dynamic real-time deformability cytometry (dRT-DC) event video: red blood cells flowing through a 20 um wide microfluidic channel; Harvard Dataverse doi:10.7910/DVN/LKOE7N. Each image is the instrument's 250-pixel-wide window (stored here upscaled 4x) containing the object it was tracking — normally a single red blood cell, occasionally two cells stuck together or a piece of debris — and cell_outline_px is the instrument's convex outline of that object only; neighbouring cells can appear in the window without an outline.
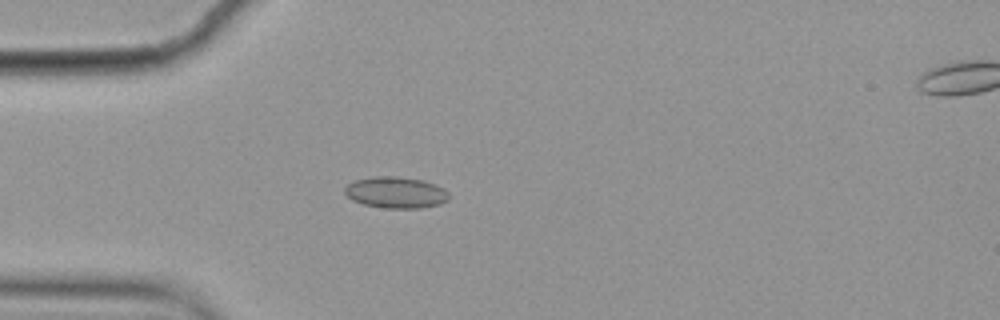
{"species": "common noctule bat (a hibernating species)", "species_latin": "Nyctalus noctula", "temperature_condition": "cold", "stored_images_in_passage": 5, "camera_frame_rate_fps": 3000, "um_per_image_px": 0.085, "animal": {"sex": "female", "body_mass_g": 19.9}, "frame": {"image": 1, "passage_image": 4, "time_ms": 1.0, "image_size_px": [1000, 320], "cell_outline_px": [[448, 200], [440, 204], [420, 208], [384, 208], [364, 204], [352, 200], [344, 192], [344, 188], [348, 184], [356, 180], [372, 176], [396, 176], [424, 180], [436, 184], [444, 188], [448, 192]], "centroid_in_image_um": [33.66, 16.35], "position_along_channel_um": 51.3, "area_um2": 19.13}}